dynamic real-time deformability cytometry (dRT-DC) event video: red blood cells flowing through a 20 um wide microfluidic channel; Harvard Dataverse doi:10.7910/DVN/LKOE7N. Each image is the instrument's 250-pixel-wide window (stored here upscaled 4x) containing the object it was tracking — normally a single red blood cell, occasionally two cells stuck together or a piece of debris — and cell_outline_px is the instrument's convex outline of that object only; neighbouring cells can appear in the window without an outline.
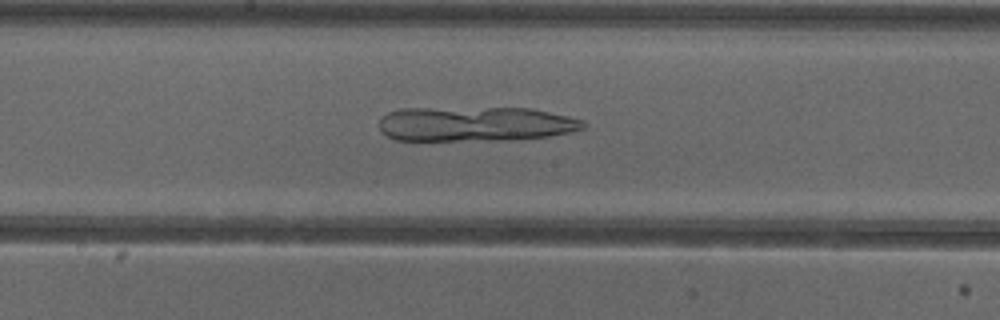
{"species": "common noctule bat (a hibernating species)", "species_latin": "Nyctalus noctula", "temperature_condition": "cold", "stored_images_in_passage": 27, "camera_frame_rate_fps": 3000, "um_per_image_px": 0.085, "animal": {"sex": "female"}, "frame": {"image": 1, "passage_image": 22, "time_ms": 7.0, "image_size_px": [1000, 320], "cell_outline_px": [[584, 128], [568, 132], [548, 136], [520, 140], [396, 140], [380, 132], [380, 116], [388, 112], [400, 108], [532, 108], [568, 116], [584, 120]], "centroid_in_image_um": [40.38, 10.54], "position_along_channel_um": 207.8, "area_um2": 41.56}}